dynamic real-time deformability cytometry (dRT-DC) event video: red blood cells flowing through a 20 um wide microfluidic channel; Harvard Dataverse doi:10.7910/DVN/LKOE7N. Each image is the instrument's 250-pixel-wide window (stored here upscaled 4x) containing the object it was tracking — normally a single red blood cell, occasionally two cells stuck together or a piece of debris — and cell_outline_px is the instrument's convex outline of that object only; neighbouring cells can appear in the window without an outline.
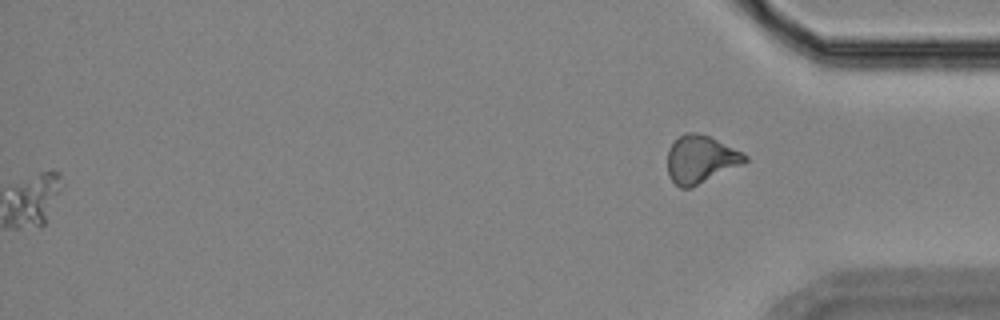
{"species": "Egyptian fruit bat (a non-hibernating species)", "species_latin": "Rousettus aegyptiacus", "temperature_condition": "room temperature", "stored_images_in_passage": 49, "segment_of_instrument_passage": [2, 2], "camera_frame_rate_fps": 3000, "um_per_image_px": 0.085, "animal": {"sex": "female"}, "frame": {"image": 1, "passage_image": 49, "time_ms": 16.0, "image_size_px": [1000, 320], "cell_outline_px": [[748, 160], [692, 188], [680, 188], [668, 176], [668, 148], [684, 132], [696, 132], [708, 136], [748, 156]], "centroid_in_image_um": [59.5, 13.55], "position_along_channel_um": 375.7, "area_um2": 21.04}}